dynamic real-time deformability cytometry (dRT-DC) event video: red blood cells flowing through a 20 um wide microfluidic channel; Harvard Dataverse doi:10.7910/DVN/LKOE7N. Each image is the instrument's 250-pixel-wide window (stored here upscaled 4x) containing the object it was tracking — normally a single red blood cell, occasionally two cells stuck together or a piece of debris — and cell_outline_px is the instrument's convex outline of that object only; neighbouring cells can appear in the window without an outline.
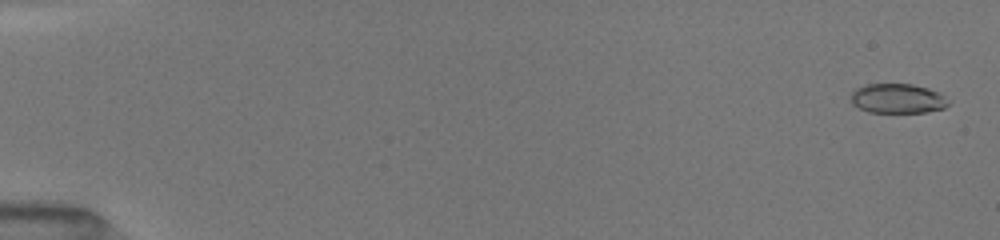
{"species": "common noctule bat (a hibernating species)", "species_latin": "Nyctalus noctula", "temperature_condition": "room temperature", "stored_images_in_passage": 43, "camera_frame_rate_fps": 3000, "um_per_image_px": 0.085, "animal": {"sex": "female", "body_mass_g": 19.5, "forearm_length_mm": 54.1}, "frame": {"image": 1, "passage_image": 2, "time_ms": 0.333, "image_size_px": [1000, 240], "cell_outline_px": [[948, 104], [944, 108], [928, 112], [868, 112], [852, 104], [852, 92], [856, 88], [864, 84], [912, 84], [928, 88], [940, 92], [944, 96]], "centroid_in_image_um": [76.29, 8.37], "position_along_channel_um": 8.7, "area_um2": 16.76}}
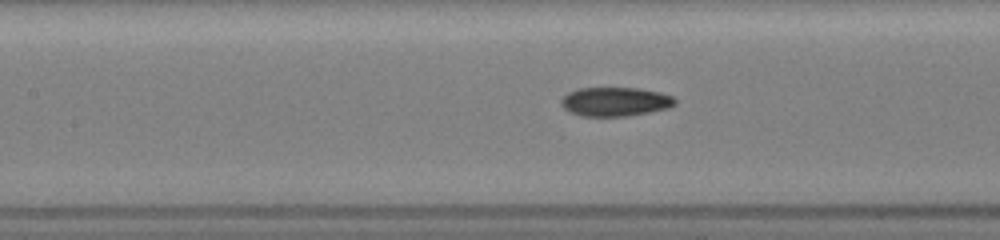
{"frame": {"image": 2, "passage_image": 25, "time_ms": 8.0, "image_size_px": [1000, 240], "cell_outline_px": [[676, 104], [668, 108], [628, 116], [580, 116], [564, 108], [560, 104], [560, 100], [568, 92], [576, 88], [640, 88], [660, 92], [672, 96], [676, 100]], "centroid_in_image_um": [52.28, 8.63], "position_along_channel_um": 155.1, "area_um2": 19.31}}
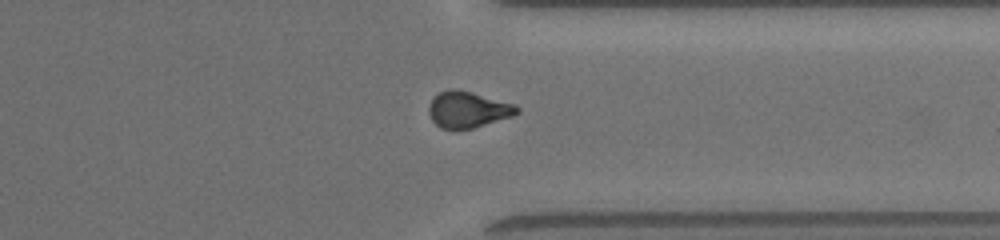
{"frame": {"image": 3, "passage_image": 41, "time_ms": 13.333, "image_size_px": [1000, 240], "cell_outline_px": [[520, 112], [512, 116], [472, 128], [440, 128], [432, 120], [428, 112], [428, 108], [432, 100], [440, 92], [448, 88], [456, 88], [516, 104], [520, 108]], "centroid_in_image_um": [39.78, 9.29], "position_along_channel_um": 371.6, "area_um2": 18.44}}